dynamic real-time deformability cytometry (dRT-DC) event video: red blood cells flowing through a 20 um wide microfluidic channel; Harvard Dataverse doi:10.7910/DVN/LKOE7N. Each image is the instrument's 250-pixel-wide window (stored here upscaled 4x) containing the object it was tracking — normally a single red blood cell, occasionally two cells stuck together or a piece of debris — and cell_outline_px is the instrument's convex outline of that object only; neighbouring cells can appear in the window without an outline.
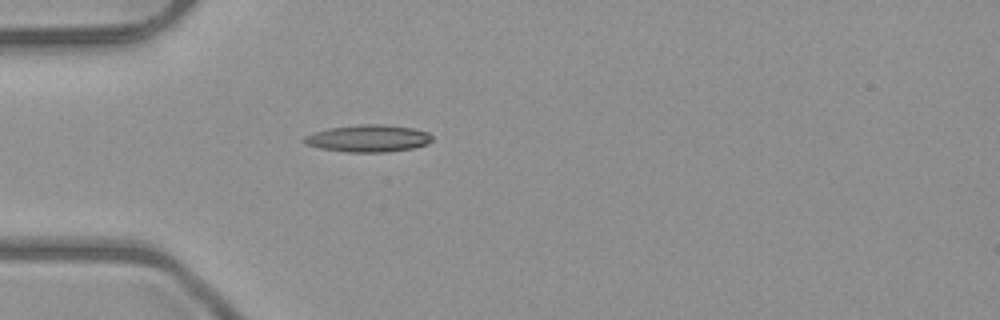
{"species": "common noctule bat (a hibernating species)", "species_latin": "Nyctalus noctula", "temperature_condition": "room temperature", "stored_images_in_passage": 2, "camera_frame_rate_fps": 3000, "um_per_image_px": 0.085, "animal": {"sex": "male", "body_mass_g": 23.1, "forearm_length_mm": 52.7}, "frame": {"image": 1, "passage_image": 2, "time_ms": 1.333, "image_size_px": [1000, 320], "cell_outline_px": [[432, 140], [424, 144], [412, 148], [384, 152], [348, 152], [320, 148], [304, 144], [300, 140], [304, 136], [312, 132], [332, 128], [360, 124], [384, 124], [412, 128], [428, 132], [432, 136]], "centroid_in_image_um": [31.24, 11.76], "position_along_channel_um": 53.8, "area_um2": 20.17}}